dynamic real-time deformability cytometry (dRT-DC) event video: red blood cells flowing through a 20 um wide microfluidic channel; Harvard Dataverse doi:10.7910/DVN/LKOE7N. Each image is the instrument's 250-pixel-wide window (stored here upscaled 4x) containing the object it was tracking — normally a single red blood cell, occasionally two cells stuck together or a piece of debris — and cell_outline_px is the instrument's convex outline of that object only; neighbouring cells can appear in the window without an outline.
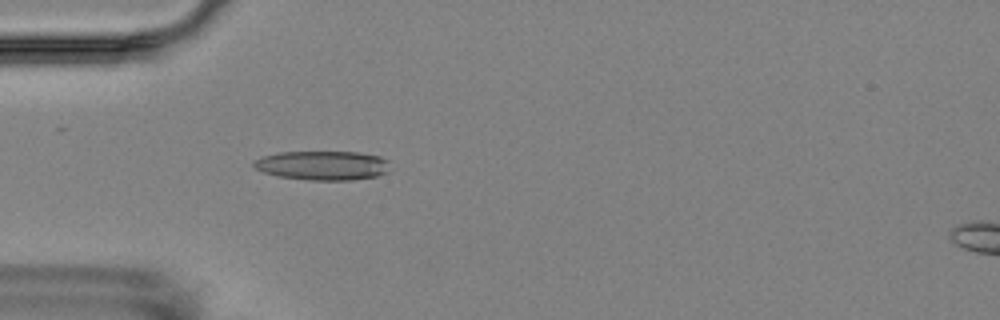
{"species": "Egyptian fruit bat (a non-hibernating species)", "species_latin": "Rousettus aegyptiacus", "temperature_condition": "room temperature", "stored_images_in_passage": 5, "camera_frame_rate_fps": 3000, "um_per_image_px": 0.085, "animal": {"sex": "female"}, "frame": {"image": 1, "passage_image": 4, "time_ms": 4.333, "image_size_px": [1000, 320], "cell_outline_px": [[388, 172], [376, 176], [352, 180], [308, 180], [276, 176], [264, 172], [256, 168], [252, 164], [252, 160], [264, 156], [280, 152], [360, 152], [380, 156], [388, 160]], "centroid_in_image_um": [27.42, 14.06], "position_along_channel_um": 57.6, "area_um2": 23.29}}